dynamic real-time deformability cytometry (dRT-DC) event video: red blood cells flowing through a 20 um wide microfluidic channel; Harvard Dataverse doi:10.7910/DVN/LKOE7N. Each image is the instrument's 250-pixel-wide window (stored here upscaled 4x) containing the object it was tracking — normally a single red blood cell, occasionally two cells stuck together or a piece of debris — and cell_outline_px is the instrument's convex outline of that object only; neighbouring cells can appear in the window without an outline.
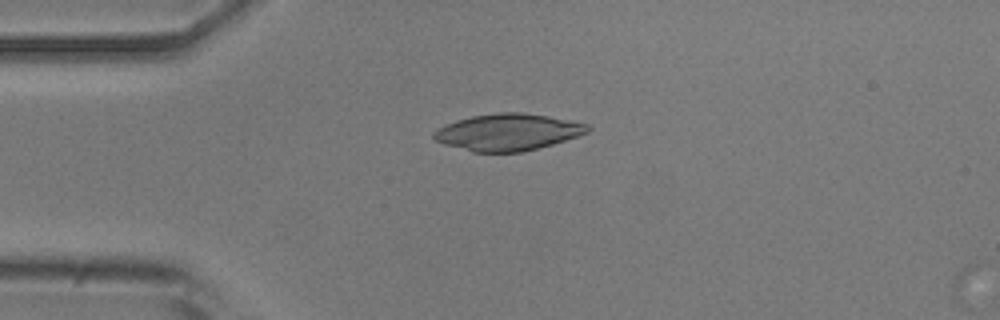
{"species": "common noctule bat (a hibernating species)", "species_latin": "Nyctalus noctula", "temperature_condition": "room temperature", "stored_images_in_passage": 2, "camera_frame_rate_fps": 3000, "um_per_image_px": 0.085, "animal": {"sex": "male", "body_mass_g": 20.5, "forearm_length_mm": 52.5}, "frame": {"image": 1, "passage_image": 1, "time_ms": 0.0, "image_size_px": [1000, 320], "cell_outline_px": [[592, 128], [588, 132], [552, 144], [520, 152], [472, 152], [444, 144], [436, 140], [432, 136], [432, 132], [456, 120], [472, 116], [500, 112], [520, 112], [548, 116], [588, 124]], "centroid_in_image_um": [43.15, 11.23], "position_along_channel_um": 41.8, "area_um2": 32.6}}